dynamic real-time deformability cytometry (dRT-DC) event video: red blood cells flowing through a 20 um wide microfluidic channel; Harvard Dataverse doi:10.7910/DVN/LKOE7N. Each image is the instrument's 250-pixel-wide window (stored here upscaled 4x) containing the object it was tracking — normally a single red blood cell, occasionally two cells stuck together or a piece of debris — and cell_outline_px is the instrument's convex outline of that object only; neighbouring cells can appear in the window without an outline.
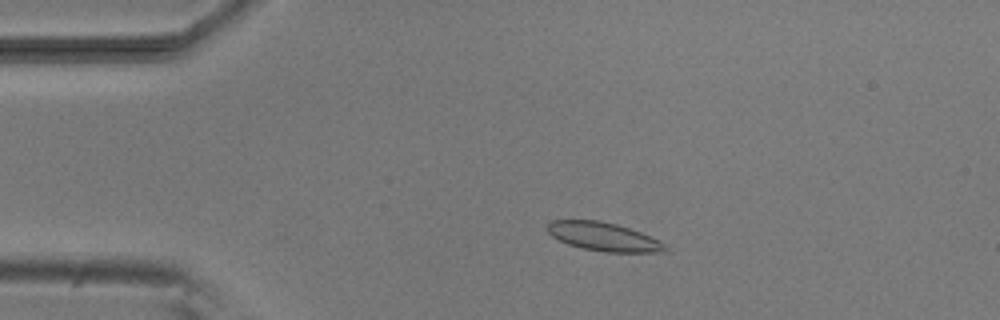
{"species": "common noctule bat (a hibernating species)", "species_latin": "Nyctalus noctula", "temperature_condition": "room temperature", "stored_images_in_passage": 47, "camera_frame_rate_fps": 3000, "um_per_image_px": 0.085, "animal": {"sex": "male", "body_mass_g": 20.5, "forearm_length_mm": 52.5}, "frame": {"image": 1, "passage_image": 5, "time_ms": 1.333, "image_size_px": [1000, 320], "cell_outline_px": [[668, 252], [604, 252], [584, 248], [568, 244], [552, 236], [548, 232], [548, 224], [552, 220], [600, 220], [616, 224], [640, 232], [660, 240], [668, 248]], "centroid_in_image_um": [51.34, 20.12], "position_along_channel_um": 33.7, "area_um2": 19.48}}
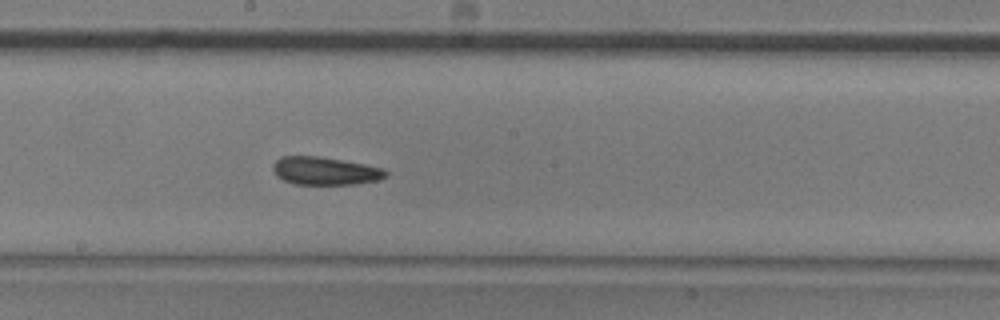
{"frame": {"image": 2, "passage_image": 23, "time_ms": 7.333, "image_size_px": [1000, 320], "cell_outline_px": [[388, 176], [376, 180], [356, 184], [296, 184], [284, 180], [276, 176], [272, 168], [272, 164], [280, 156], [320, 156], [364, 164], [384, 168], [388, 172]], "centroid_in_image_um": [27.62, 14.52], "position_along_channel_um": 220.6, "area_um2": 18.44}}
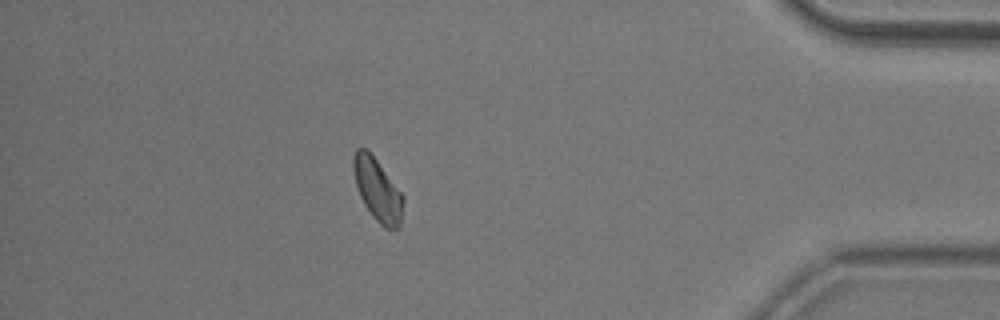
{"frame": {"image": 3, "passage_image": 41, "time_ms": 13.333, "image_size_px": [1000, 320], "cell_outline_px": [[404, 200], [400, 228], [384, 228], [372, 216], [364, 204], [360, 196], [356, 184], [352, 168], [352, 156], [356, 148], [368, 148], [404, 196]], "centroid_in_image_um": [32.08, 16.1], "position_along_channel_um": 403.1, "area_um2": 18.32}, "authors_computed_cell_mechanics": {"area_um2": 18.496, "velocity_mm_per_s": 3.7796, "shape_relaxation_time_tau1_ms": 4.6562, "shape_relaxation_time_tau2_ms": 3.1208, "deformation_change_tau1": 0.106, "deformation_change_tau2": 0.0952}}